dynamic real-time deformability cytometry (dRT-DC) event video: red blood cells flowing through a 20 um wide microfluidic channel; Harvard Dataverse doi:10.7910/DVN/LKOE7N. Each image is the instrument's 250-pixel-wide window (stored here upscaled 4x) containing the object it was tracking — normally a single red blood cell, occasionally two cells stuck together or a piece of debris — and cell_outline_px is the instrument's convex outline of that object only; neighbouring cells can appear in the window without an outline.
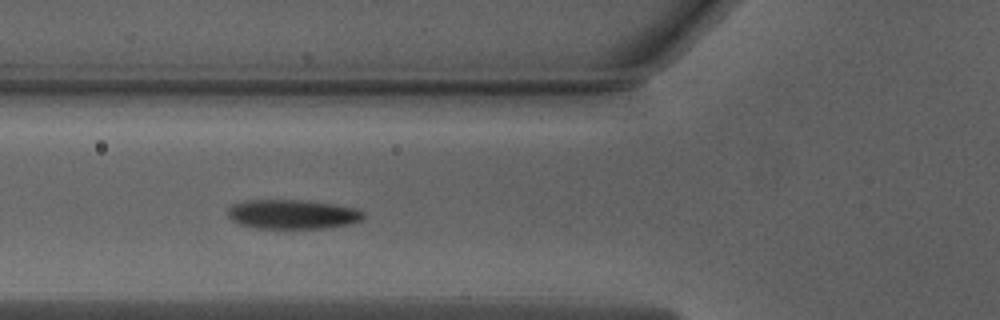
{"species": "Egyptian fruit bat (a non-hibernating species)", "species_latin": "Rousettus aegyptiacus", "temperature_condition": "warm", "stored_images_in_passage": 3, "camera_frame_rate_fps": 3000, "um_per_image_px": 0.085, "animal": {"sex": "male"}, "frame": {"image": 1, "passage_image": 2, "time_ms": 0.333, "image_size_px": [1000, 320], "cell_outline_px": [[368, 216], [364, 220], [352, 224], [328, 228], [256, 228], [240, 224], [232, 220], [228, 216], [228, 208], [232, 204], [244, 200], [300, 200], [332, 204], [356, 208], [364, 212]], "centroid_in_image_um": [24.91, 18.22], "position_along_channel_um": 100.9, "area_um2": 23.47}}